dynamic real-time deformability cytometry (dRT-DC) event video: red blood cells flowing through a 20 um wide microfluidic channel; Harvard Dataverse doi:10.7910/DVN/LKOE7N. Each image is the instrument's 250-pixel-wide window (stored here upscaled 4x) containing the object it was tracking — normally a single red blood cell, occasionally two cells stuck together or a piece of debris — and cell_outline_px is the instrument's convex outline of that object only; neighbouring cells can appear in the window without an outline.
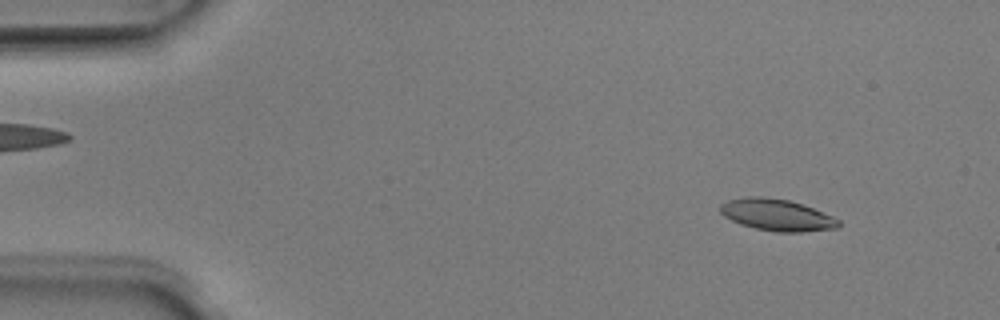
{"species": "Egyptian fruit bat (a non-hibernating species)", "species_latin": "Rousettus aegyptiacus", "temperature_condition": "room temperature", "stored_images_in_passage": 51, "camera_frame_rate_fps": 3000, "um_per_image_px": 0.085, "animal": {"sex": "male"}, "frame": {"image": 1, "passage_image": 5, "time_ms": 1.333, "image_size_px": [1000, 320], "cell_outline_px": [[840, 224], [836, 228], [800, 232], [776, 232], [756, 228], [740, 224], [724, 216], [720, 212], [720, 204], [728, 200], [748, 196], [760, 196], [788, 200], [812, 208], [832, 216], [840, 220]], "centroid_in_image_um": [66.01, 18.27], "position_along_channel_um": 19.0, "area_um2": 21.62}}
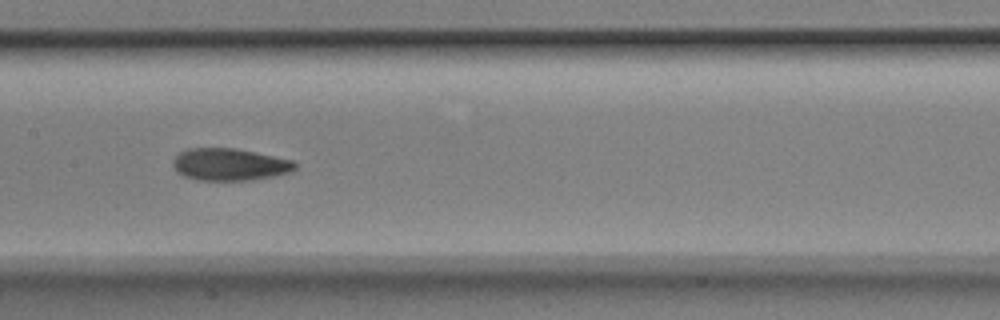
{"frame": {"image": 2, "passage_image": 25, "time_ms": 8.0, "image_size_px": [1000, 320], "cell_outline_px": [[296, 168], [292, 172], [252, 180], [196, 180], [184, 176], [176, 172], [172, 164], [172, 160], [180, 152], [188, 148], [236, 148], [292, 160], [296, 164]], "centroid_in_image_um": [19.49, 13.98], "position_along_channel_um": 187.9, "area_um2": 22.95}}
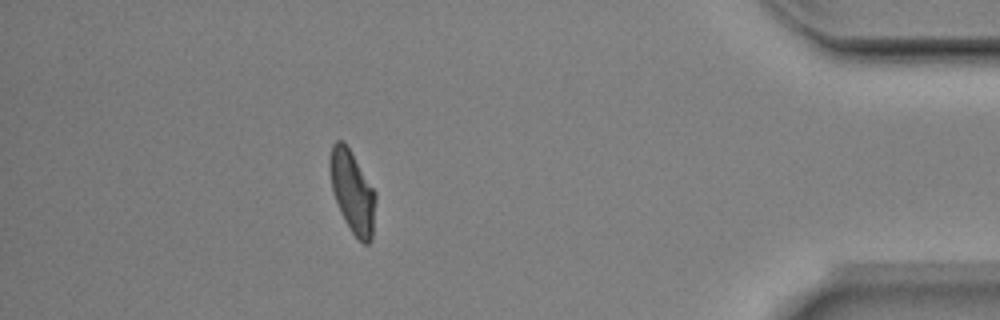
{"frame": {"image": 3, "passage_image": 45, "time_ms": 14.667, "image_size_px": [1000, 320], "cell_outline_px": [[376, 200], [372, 240], [368, 244], [364, 244], [352, 232], [344, 220], [336, 200], [332, 188], [328, 168], [328, 156], [332, 144], [336, 140], [344, 140], [376, 192]], "centroid_in_image_um": [29.94, 16.26], "position_along_channel_um": 405.3, "area_um2": 22.08}, "authors_computed_cell_mechanics": {"area_um2": 22.1374, "velocity_mm_per_s": 3.958, "shape_relaxation_time_tau1_ms": 3.0061, "shape_relaxation_time_tau2_ms": 2.1913, "deformation_change_tau1": 0.1438, "deformation_change_tau2": 0.068}}